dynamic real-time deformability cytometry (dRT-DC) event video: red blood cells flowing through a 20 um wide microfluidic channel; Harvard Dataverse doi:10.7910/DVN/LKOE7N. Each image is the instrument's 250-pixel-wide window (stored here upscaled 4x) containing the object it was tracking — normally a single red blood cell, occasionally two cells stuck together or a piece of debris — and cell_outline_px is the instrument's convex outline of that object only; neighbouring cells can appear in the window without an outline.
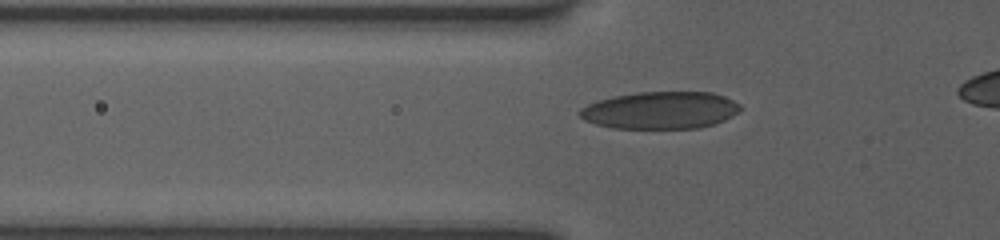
{"species": "human", "species_latin": "Homo sapiens", "temperature_condition": "room temperature", "stored_images_in_passage": 43, "camera_frame_rate_fps": 3000, "um_per_image_px": 0.085, "donor": {"sex": "female"}, "frame": {"image": 1, "passage_image": 14, "time_ms": 4.333, "image_size_px": [1000, 240], "cell_outline_px": [[740, 108], [736, 112], [724, 120], [716, 124], [700, 128], [616, 128], [596, 124], [584, 120], [576, 112], [580, 108], [588, 104], [600, 100], [616, 96], [636, 92], [712, 92], [724, 96], [740, 104]], "centroid_in_image_um": [56.12, 9.37], "position_along_channel_um": 69.7, "area_um2": 34.74}}
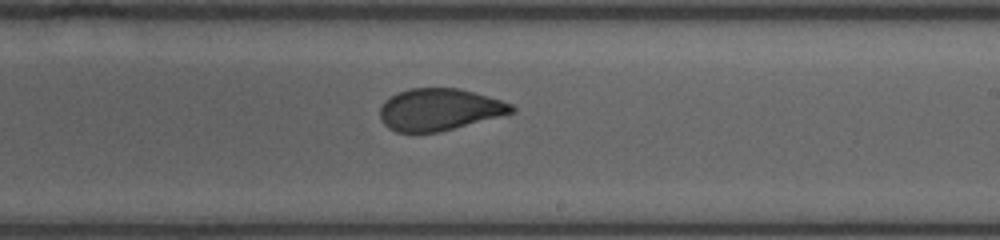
{"frame": {"image": 2, "passage_image": 28, "time_ms": 9.0, "image_size_px": [1000, 240], "cell_outline_px": [[516, 112], [440, 132], [396, 132], [388, 128], [384, 124], [380, 116], [380, 108], [384, 100], [400, 92], [412, 88], [460, 88], [500, 100], [512, 104], [516, 108]], "centroid_in_image_um": [37.35, 9.32], "position_along_channel_um": 251.6, "area_um2": 32.08}}
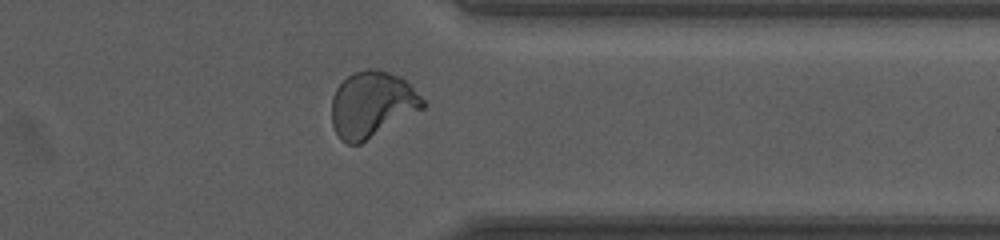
{"frame": {"image": 3, "passage_image": 38, "time_ms": 12.333, "image_size_px": [1000, 240], "cell_outline_px": [[428, 104], [424, 108], [360, 144], [348, 144], [340, 140], [332, 124], [332, 96], [336, 88], [348, 76], [356, 72], [368, 68], [372, 68], [388, 72], [400, 76]], "centroid_in_image_um": [31.61, 8.89], "position_along_channel_um": 379.8, "area_um2": 34.85}}